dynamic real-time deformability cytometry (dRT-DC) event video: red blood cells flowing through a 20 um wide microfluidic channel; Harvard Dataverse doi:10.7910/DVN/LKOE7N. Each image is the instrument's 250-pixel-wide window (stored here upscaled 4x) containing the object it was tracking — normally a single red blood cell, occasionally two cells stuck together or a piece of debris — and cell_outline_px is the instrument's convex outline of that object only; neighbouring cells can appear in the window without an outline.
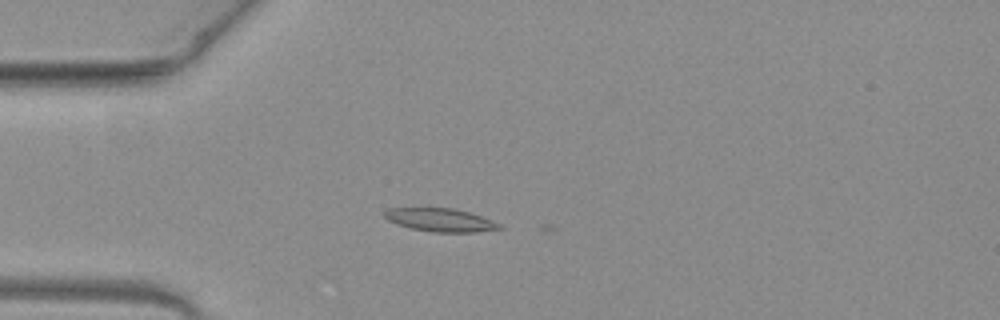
{"species": "common noctule bat (a hibernating species)", "species_latin": "Nyctalus noctula", "temperature_condition": "warm", "stored_images_in_passage": 38, "camera_frame_rate_fps": 3000, "um_per_image_px": 0.085, "animal": {"sex": "female", "body_mass_g": 19.3, "forearm_length_mm": 54.1}, "frame": {"image": 1, "passage_image": 1, "time_ms": 0.0, "image_size_px": [1000, 320], "cell_outline_px": [[504, 228], [472, 232], [432, 232], [412, 228], [396, 224], [388, 220], [384, 216], [384, 212], [388, 208], [452, 208], [468, 212], [480, 216], [500, 224]], "centroid_in_image_um": [37.39, 18.69], "position_along_channel_um": 47.6, "area_um2": 15.32}}
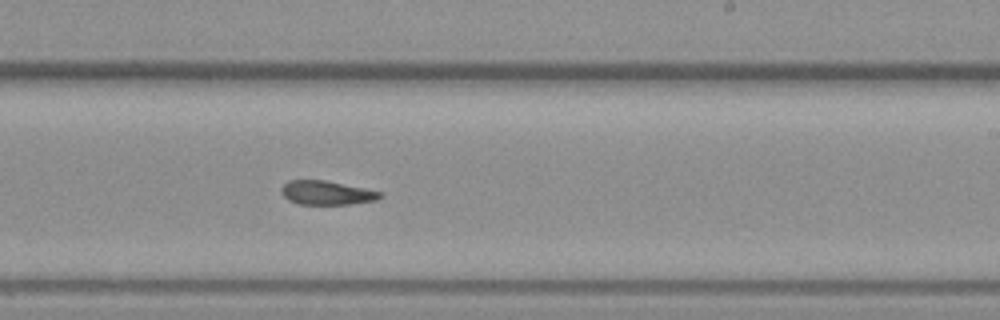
{"frame": {"image": 2, "passage_image": 18, "time_ms": 5.667, "image_size_px": [1000, 320], "cell_outline_px": [[384, 196], [376, 200], [352, 204], [300, 204], [288, 200], [280, 192], [280, 188], [288, 180], [324, 180], [364, 188], [380, 192]], "centroid_in_image_um": [27.74, 16.39], "position_along_channel_um": 261.3, "area_um2": 13.76}}
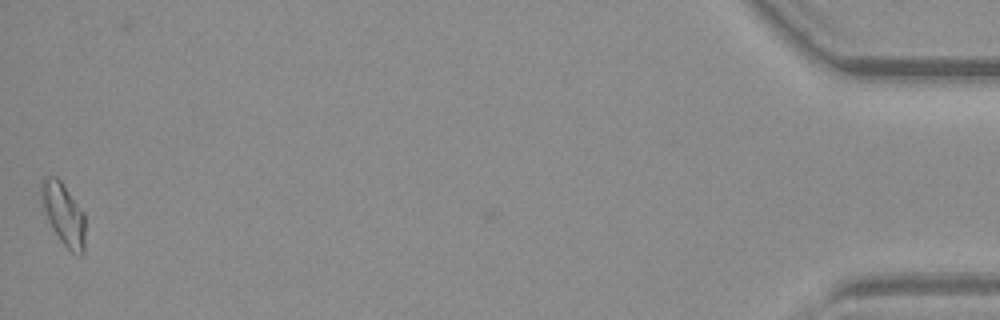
{"frame": {"image": 3, "passage_image": 38, "time_ms": 12.333, "image_size_px": [1000, 320], "cell_outline_px": [[84, 252], [80, 256], [72, 252], [60, 240], [52, 228], [44, 212], [40, 200], [40, 180], [44, 176], [56, 176], [60, 180], [84, 212]], "centroid_in_image_um": [5.36, 18.16], "position_along_channel_um": 429.8, "area_um2": 16.01}, "authors_computed_cell_mechanics": {"area_um2": 14.7101, "velocity_mm_per_s": 4.0408, "shape_relaxation_time_tau1_ms": null, "shape_relaxation_time_tau2_ms": 3.041, "deformation_change_tau1": null, "deformation_change_tau2": 0.11}}